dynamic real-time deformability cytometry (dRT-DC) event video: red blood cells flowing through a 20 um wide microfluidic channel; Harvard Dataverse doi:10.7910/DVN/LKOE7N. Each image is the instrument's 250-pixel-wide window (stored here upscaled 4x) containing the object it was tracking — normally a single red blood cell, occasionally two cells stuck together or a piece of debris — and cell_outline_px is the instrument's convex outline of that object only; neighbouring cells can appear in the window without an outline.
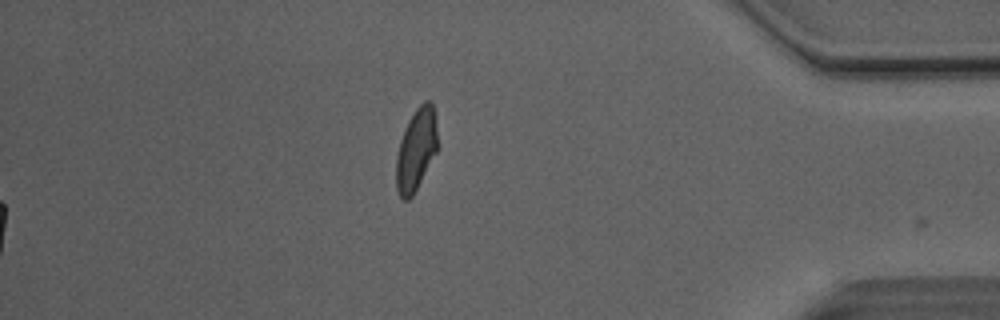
{"species": "Egyptian fruit bat (a non-hibernating species)", "species_latin": "Rousettus aegyptiacus", "temperature_condition": "room temperature", "stored_images_in_passage": 36, "camera_frame_rate_fps": 3000, "um_per_image_px": 0.085, "animal": {"sex": "male"}, "frame": {"image": 1, "passage_image": 36, "time_ms": 11.667, "image_size_px": [1000, 320], "cell_outline_px": [[440, 148], [412, 196], [408, 200], [404, 200], [400, 196], [396, 188], [396, 156], [400, 140], [404, 128], [408, 120], [416, 108], [424, 100], [428, 100], [432, 104], [440, 144]], "centroid_in_image_um": [35.4, 12.71], "position_along_channel_um": 399.8, "area_um2": 20.23}, "authors_computed_cell_mechanics": {"area_um2": 21.4438, "velocity_mm_per_s": 4.13, "shape_relaxation_time_tau1_ms": 9.3843, "shape_relaxation_time_tau2_ms": 2.7481, "deformation_change_tau1": 0.2003, "deformation_change_tau2": 0.0786}}